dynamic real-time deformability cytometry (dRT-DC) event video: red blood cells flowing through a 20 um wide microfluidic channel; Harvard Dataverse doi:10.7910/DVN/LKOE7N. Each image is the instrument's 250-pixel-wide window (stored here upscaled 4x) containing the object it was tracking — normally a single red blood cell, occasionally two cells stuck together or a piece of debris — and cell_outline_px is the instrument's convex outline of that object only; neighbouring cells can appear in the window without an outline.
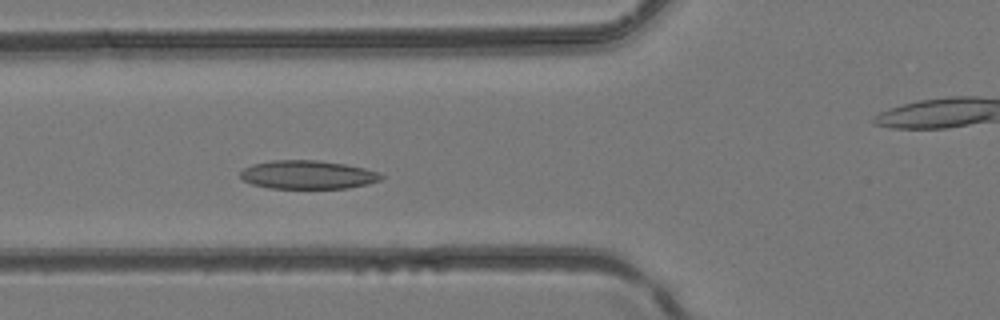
{"species": "common noctule bat (a hibernating species)", "species_latin": "Nyctalus noctula", "temperature_condition": "room temperature", "stored_images_in_passage": 29, "camera_frame_rate_fps": 3000, "um_per_image_px": 0.085, "animal": {"sex": "female", "body_mass_g": 24.6, "forearm_length_mm": 56.2}, "frame": {"image": 1, "passage_image": 6, "time_ms": 1.667, "image_size_px": [1000, 320], "cell_outline_px": [[384, 176], [380, 180], [368, 184], [348, 188], [272, 188], [252, 184], [244, 180], [240, 176], [240, 172], [244, 168], [252, 164], [272, 160], [316, 160], [344, 164], [364, 168], [376, 172]], "centroid_in_image_um": [26.14, 14.85], "position_along_channel_um": 99.7, "area_um2": 23.24}}
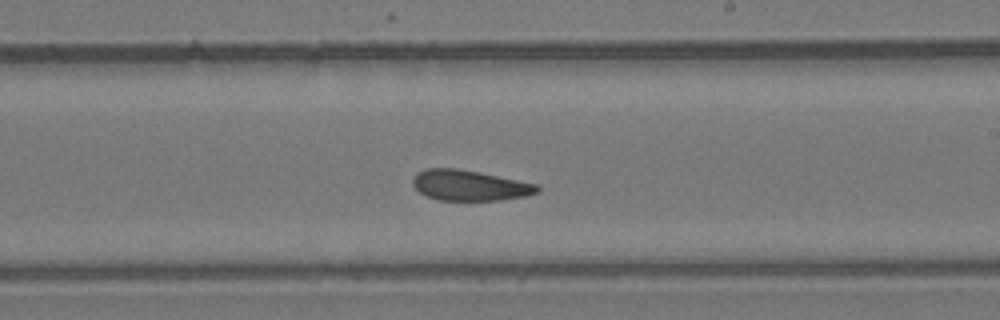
{"frame": {"image": 2, "passage_image": 15, "time_ms": 4.667, "image_size_px": [1000, 320], "cell_outline_px": [[540, 192], [524, 196], [500, 200], [440, 200], [428, 196], [420, 192], [412, 184], [412, 180], [416, 172], [428, 168], [456, 168], [480, 172], [536, 184], [540, 188]], "centroid_in_image_um": [39.9, 15.75], "position_along_channel_um": 249.1, "area_um2": 22.02}}
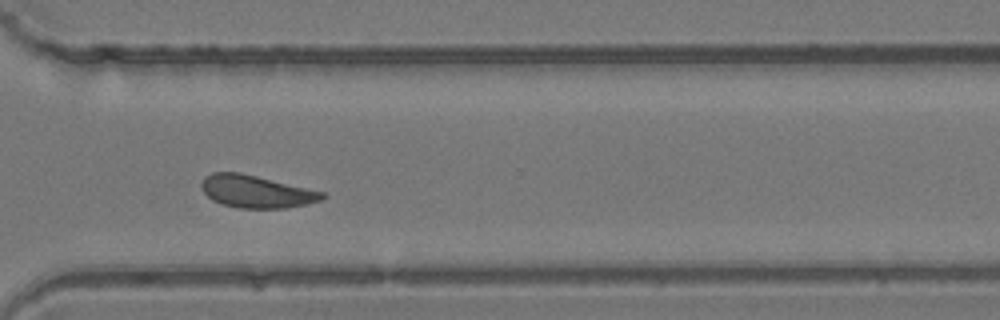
{"frame": {"image": 3, "passage_image": 21, "time_ms": 6.667, "image_size_px": [1000, 320], "cell_outline_px": [[328, 196], [324, 200], [284, 208], [240, 208], [224, 204], [212, 200], [200, 188], [200, 184], [204, 176], [212, 172], [240, 172], [324, 192]], "centroid_in_image_um": [21.77, 16.27], "position_along_channel_um": 348.8, "area_um2": 22.83}}